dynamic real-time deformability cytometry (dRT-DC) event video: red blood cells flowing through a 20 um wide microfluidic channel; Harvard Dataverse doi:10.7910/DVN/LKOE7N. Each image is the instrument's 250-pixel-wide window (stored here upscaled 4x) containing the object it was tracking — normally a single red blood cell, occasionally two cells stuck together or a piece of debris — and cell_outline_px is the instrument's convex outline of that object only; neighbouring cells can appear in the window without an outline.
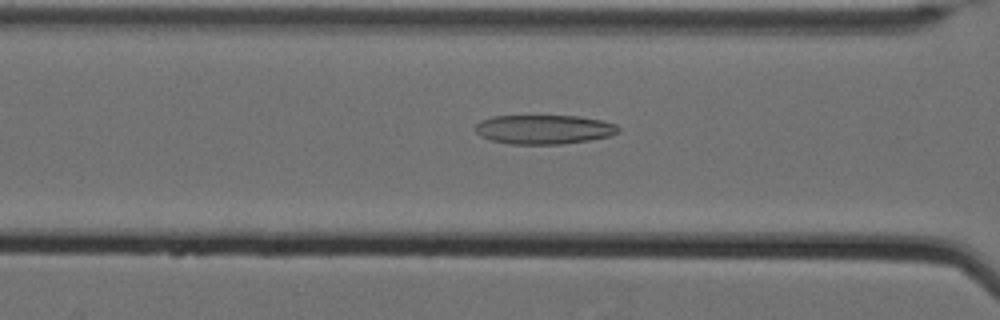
{"species": "Egyptian fruit bat (a non-hibernating species)", "species_latin": "Rousettus aegyptiacus", "temperature_condition": "cold", "stored_images_in_passage": 40, "camera_frame_rate_fps": 3000, "um_per_image_px": 0.085, "animal": {"sex": "female"}, "frame": {"image": 1, "passage_image": 8, "time_ms": 2.333, "image_size_px": [1000, 320], "cell_outline_px": [[620, 132], [612, 136], [588, 140], [560, 144], [508, 144], [492, 140], [480, 136], [476, 132], [476, 124], [480, 120], [492, 116], [580, 116], [600, 120], [616, 124], [620, 128]], "centroid_in_image_um": [46.25, 11.0], "position_along_channel_um": 120.4, "area_um2": 24.45}}
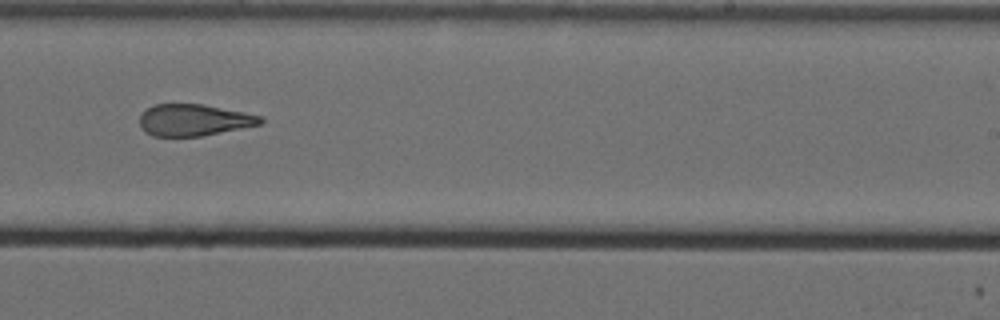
{"frame": {"image": 2, "passage_image": 21, "time_ms": 6.667, "image_size_px": [1000, 320], "cell_outline_px": [[264, 124], [204, 136], [152, 136], [140, 124], [140, 116], [152, 104], [204, 104], [244, 112], [260, 116], [264, 120]], "centroid_in_image_um": [16.54, 10.2], "position_along_channel_um": 272.5, "area_um2": 22.31}}
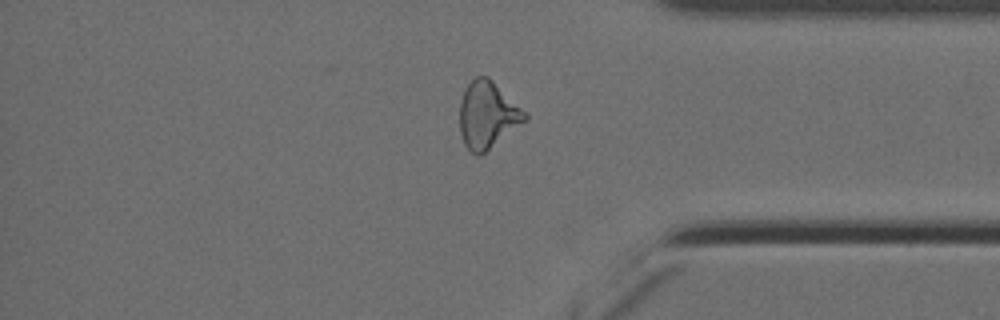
{"frame": {"image": 3, "passage_image": 32, "time_ms": 10.333, "image_size_px": [1000, 320], "cell_outline_px": [[528, 120], [480, 156], [476, 156], [464, 144], [460, 132], [460, 100], [468, 84], [476, 76], [488, 76], [528, 116]], "centroid_in_image_um": [41.42, 9.8], "position_along_channel_um": 393.8, "area_um2": 25.09}, "authors_computed_cell_mechanics": {"area_um2": 23.9003, "velocity_mm_per_s": 3.5172, "shape_relaxation_time_tau1_ms": null, "shape_relaxation_time_tau2_ms": 3.1258, "deformation_change_tau1": null, "deformation_change_tau2": 0.1353}}